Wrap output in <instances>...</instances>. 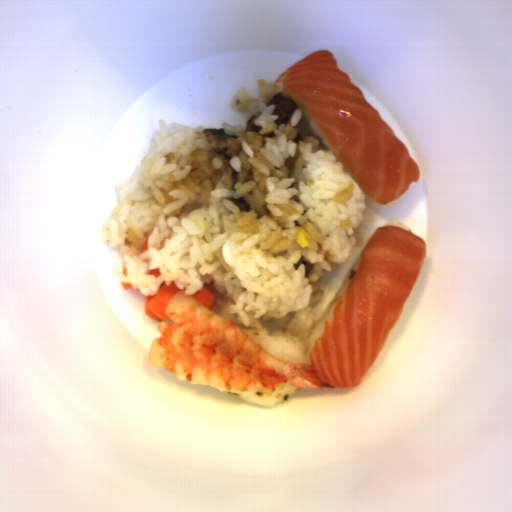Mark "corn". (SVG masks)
<instances>
[{"instance_id": "corn-1", "label": "corn", "mask_w": 512, "mask_h": 512, "mask_svg": "<svg viewBox=\"0 0 512 512\" xmlns=\"http://www.w3.org/2000/svg\"><path fill=\"white\" fill-rule=\"evenodd\" d=\"M306 231L303 227H299L295 234V241L301 248H307L310 244L308 238L305 235Z\"/></svg>"}]
</instances>
